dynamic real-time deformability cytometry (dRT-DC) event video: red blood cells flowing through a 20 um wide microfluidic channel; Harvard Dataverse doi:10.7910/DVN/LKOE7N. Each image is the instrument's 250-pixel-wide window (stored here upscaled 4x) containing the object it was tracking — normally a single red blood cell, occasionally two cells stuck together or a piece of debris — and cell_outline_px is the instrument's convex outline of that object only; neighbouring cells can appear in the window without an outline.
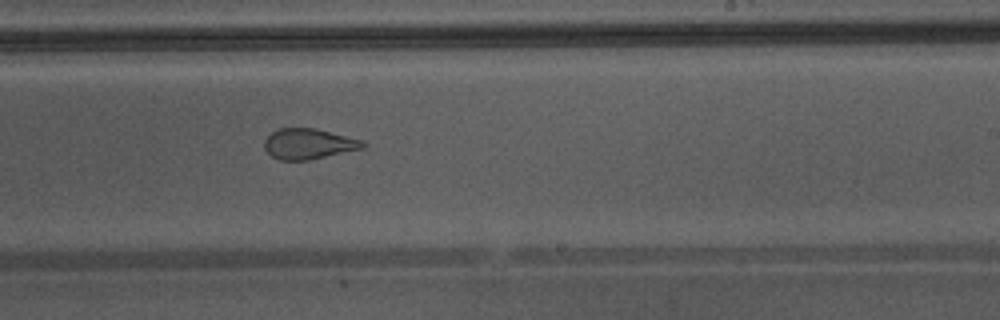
{"species": "Egyptian fruit bat (a non-hibernating species)", "species_latin": "Rousettus aegyptiacus", "temperature_condition": "warm", "stored_images_in_passage": 34, "camera_frame_rate_fps": 3000, "um_per_image_px": 0.085, "animal": {"sex": "male"}, "frame": {"image": 1, "passage_image": 20, "time_ms": 6.333, "image_size_px": [1000, 320], "cell_outline_px": [[368, 144], [364, 148], [308, 160], [280, 160], [272, 156], [264, 148], [264, 140], [272, 132], [280, 128], [316, 128], [364, 140]], "centroid_in_image_um": [26.26, 12.22], "position_along_channel_um": 262.7, "area_um2": 17.57}}